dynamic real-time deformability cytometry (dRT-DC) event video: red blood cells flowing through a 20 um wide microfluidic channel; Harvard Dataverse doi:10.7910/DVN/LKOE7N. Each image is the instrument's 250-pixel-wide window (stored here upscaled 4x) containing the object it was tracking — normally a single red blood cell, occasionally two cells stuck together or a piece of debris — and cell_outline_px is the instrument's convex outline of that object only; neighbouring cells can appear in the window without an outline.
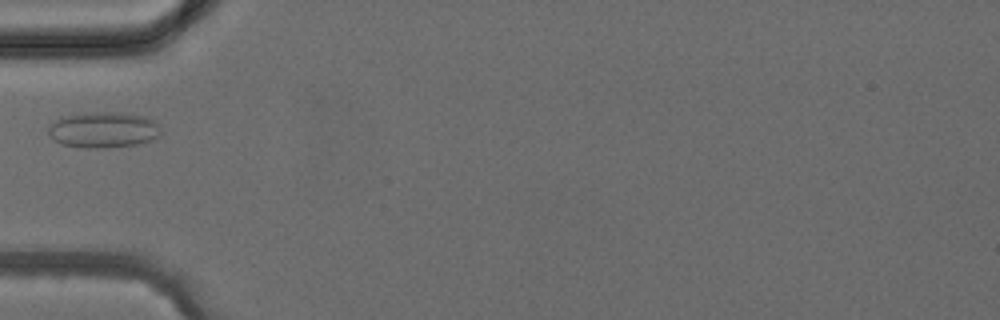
{"species": "common noctule bat (a hibernating species)", "species_latin": "Nyctalus noctula", "temperature_condition": "cold", "stored_images_in_passage": 3, "camera_frame_rate_fps": 3000, "um_per_image_px": 0.085, "animal": {"sex": "female", "body_mass_g": 24.6, "forearm_length_mm": 56.2}, "frame": {"image": 1, "passage_image": 3, "time_ms": 2.333, "image_size_px": [1000, 320], "cell_outline_px": [[160, 136], [152, 140], [136, 144], [104, 148], [84, 148], [64, 144], [48, 136], [48, 128], [56, 120], [64, 116], [92, 112], [124, 112], [144, 116], [156, 120], [160, 132]], "centroid_in_image_um": [8.82, 11.03], "position_along_channel_um": 76.2, "area_um2": 23.52}}